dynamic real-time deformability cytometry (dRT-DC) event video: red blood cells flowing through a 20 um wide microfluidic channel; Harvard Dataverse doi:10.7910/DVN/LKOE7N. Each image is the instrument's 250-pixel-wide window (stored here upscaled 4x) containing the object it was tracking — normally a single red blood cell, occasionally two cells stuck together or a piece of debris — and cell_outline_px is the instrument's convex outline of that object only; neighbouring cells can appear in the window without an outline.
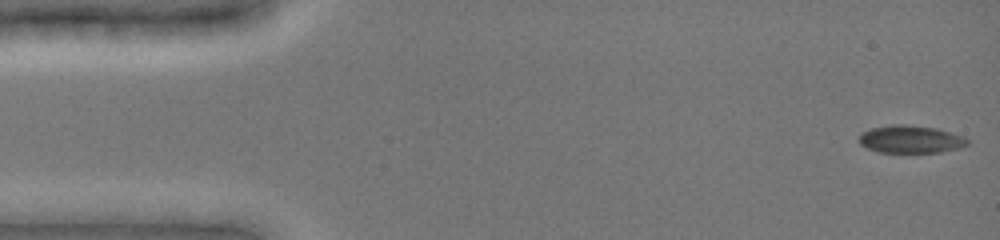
{"species": "common noctule bat (a hibernating species)", "species_latin": "Nyctalus noctula", "temperature_condition": "cold", "stored_images_in_passage": 48, "camera_frame_rate_fps": 3000, "um_per_image_px": 0.085, "animal": {"sex": "female", "body_mass_g": 19.0, "forearm_length_mm": 51.5}, "frame": {"image": 1, "passage_image": 1, "time_ms": 0.0, "image_size_px": [1000, 240], "cell_outline_px": [[968, 144], [960, 148], [940, 152], [880, 152], [868, 148], [860, 144], [860, 132], [872, 128], [892, 124], [904, 124], [936, 128], [964, 136], [968, 140]], "centroid_in_image_um": [77.41, 11.83], "position_along_channel_um": 7.6, "area_um2": 17.4}}
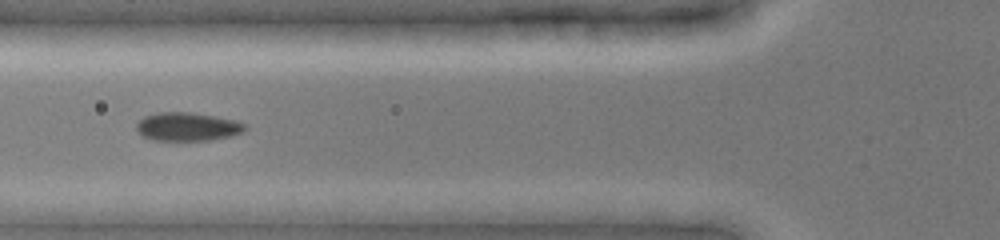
{"frame": {"image": 2, "passage_image": 18, "time_ms": 5.667, "image_size_px": [1000, 240], "cell_outline_px": [[248, 128], [244, 132], [232, 136], [212, 140], [152, 140], [136, 132], [136, 124], [144, 116], [156, 112], [192, 112], [236, 120], [244, 124]], "centroid_in_image_um": [15.94, 10.77], "position_along_channel_um": 109.9, "area_um2": 18.21}}
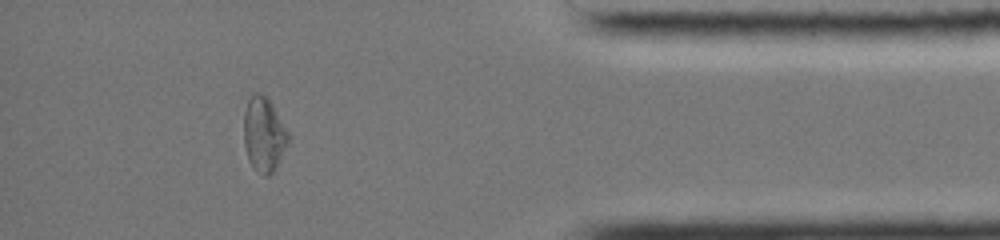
{"frame": {"image": 3, "passage_image": 43, "time_ms": 14.0, "image_size_px": [1000, 240], "cell_outline_px": [[288, 144], [276, 168], [268, 176], [264, 176], [256, 172], [252, 168], [248, 160], [244, 144], [244, 112], [248, 100], [256, 92], [260, 92], [272, 104], [288, 132]], "centroid_in_image_um": [22.41, 11.48], "position_along_channel_um": 412.8, "area_um2": 19.25}, "authors_computed_cell_mechanics": {"area_um2": 17.8024, "velocity_mm_per_s": 3.9328, "shape_relaxation_time_tau1_ms": null, "shape_relaxation_time_tau2_ms": 2.1495, "deformation_change_tau1": null, "deformation_change_tau2": 0.0442}}